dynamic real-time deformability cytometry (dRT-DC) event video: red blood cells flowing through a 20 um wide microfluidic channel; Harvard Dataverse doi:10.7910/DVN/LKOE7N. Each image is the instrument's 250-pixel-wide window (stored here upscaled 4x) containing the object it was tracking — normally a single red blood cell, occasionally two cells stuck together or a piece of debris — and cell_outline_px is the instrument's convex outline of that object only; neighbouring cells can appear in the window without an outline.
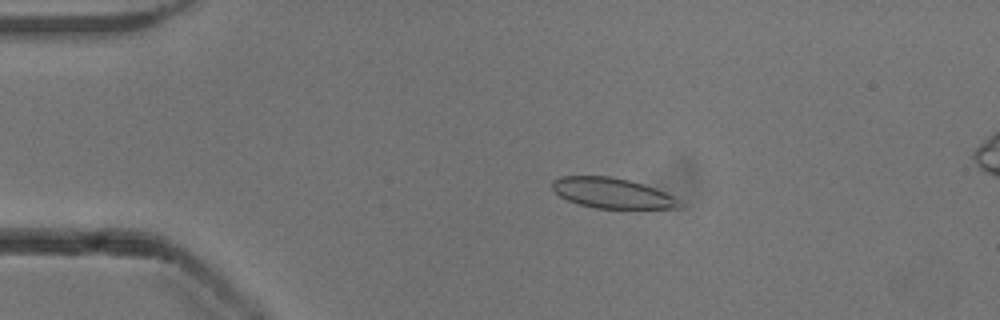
{"species": "common noctule bat (a hibernating species)", "species_latin": "Nyctalus noctula", "temperature_condition": "cold", "stored_images_in_passage": 53, "camera_frame_rate_fps": 3000, "um_per_image_px": 0.085, "animal": {"sex": "male", "body_mass_g": 13.3}, "frame": {"image": 1, "passage_image": 11, "time_ms": 3.333, "image_size_px": [1000, 320], "cell_outline_px": [[680, 208], [596, 208], [580, 204], [568, 200], [560, 196], [552, 188], [552, 180], [560, 176], [608, 176], [628, 180], [644, 184], [656, 188], [680, 200]], "centroid_in_image_um": [52.02, 16.4], "position_along_channel_um": 33.0, "area_um2": 22.25}}
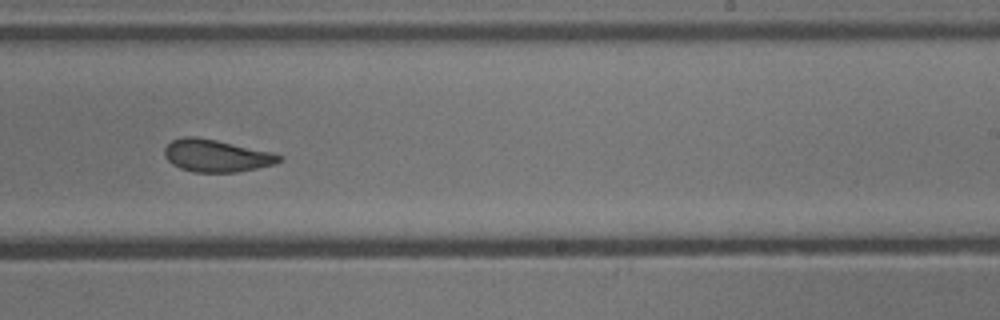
{"frame": {"image": 2, "passage_image": 33, "time_ms": 10.667, "image_size_px": [1000, 320], "cell_outline_px": [[284, 160], [272, 164], [256, 168], [236, 172], [192, 172], [180, 168], [172, 164], [164, 156], [164, 148], [172, 140], [184, 136], [196, 136], [216, 140], [272, 152], [284, 156]], "centroid_in_image_um": [18.37, 13.23], "position_along_channel_um": 270.6, "area_um2": 21.62}}
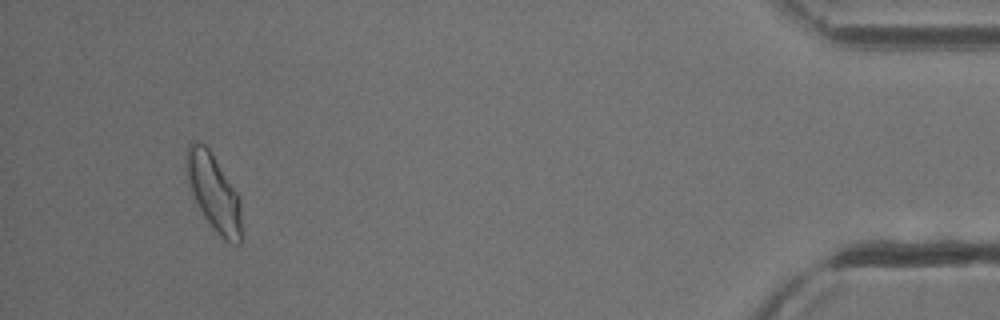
{"frame": {"image": 3, "passage_image": 50, "time_ms": 16.333, "image_size_px": [1000, 320], "cell_outline_px": [[240, 244], [232, 244], [224, 240], [212, 228], [196, 204], [188, 188], [184, 164], [184, 152], [188, 144], [192, 140], [196, 140], [204, 144], [208, 148], [240, 196]], "centroid_in_image_um": [18.1, 16.3], "position_along_channel_um": 417.1, "area_um2": 25.14}, "authors_computed_cell_mechanics": {"area_um2": 23.0044, "velocity_mm_per_s": 3.888, "shape_relaxation_time_tau1_ms": 4.3685, "shape_relaxation_time_tau2_ms": 1.8596, "deformation_change_tau1": 0.1154, "deformation_change_tau2": 0.0731}}